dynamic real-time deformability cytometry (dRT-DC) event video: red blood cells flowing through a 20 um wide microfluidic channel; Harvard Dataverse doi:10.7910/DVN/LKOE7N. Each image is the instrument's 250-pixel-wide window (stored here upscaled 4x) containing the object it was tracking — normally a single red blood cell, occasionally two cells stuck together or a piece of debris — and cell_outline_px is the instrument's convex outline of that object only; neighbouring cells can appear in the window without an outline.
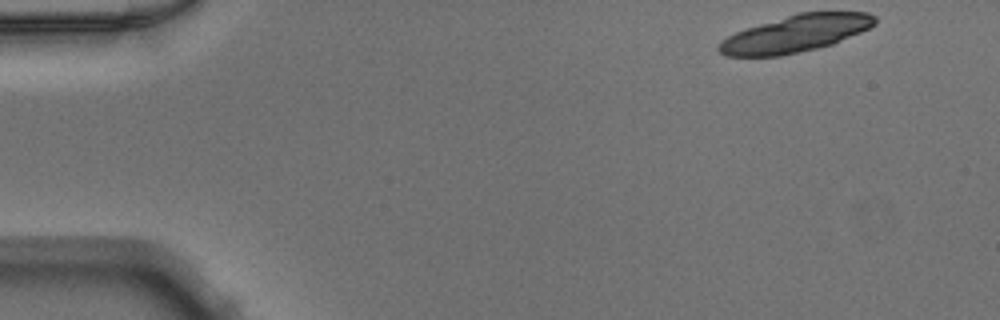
{"species": "Egyptian fruit bat (a non-hibernating species)", "species_latin": "Rousettus aegyptiacus", "temperature_condition": "warm", "stored_images_in_passage": 15, "camera_frame_rate_fps": 3000, "um_per_image_px": 0.085, "animal": {"sex": "male"}, "frame": {"image": 1, "passage_image": 1, "time_ms": 0.0, "image_size_px": [1000, 320], "cell_outline_px": [[876, 24], [860, 32], [832, 44], [816, 48], [780, 56], [724, 56], [716, 48], [716, 44], [720, 40], [744, 28], [800, 12], [868, 12], [876, 16]], "centroid_in_image_um": [67.58, 2.86], "position_along_channel_um": 17.4, "area_um2": 33.52}}
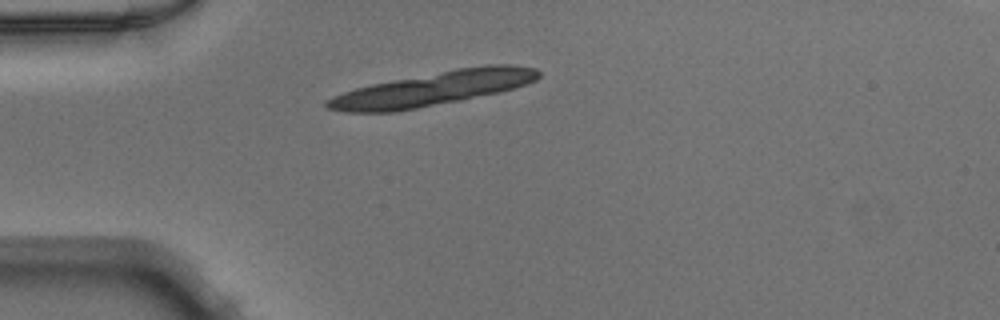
{"frame": {"image": 2, "passage_image": 10, "time_ms": 3.0, "image_size_px": [1000, 320], "cell_outline_px": [[540, 76], [536, 80], [500, 92], [460, 100], [396, 112], [344, 112], [328, 108], [324, 104], [324, 100], [332, 96], [356, 88], [372, 84], [392, 80], [456, 68], [484, 64], [512, 64], [536, 68], [540, 72]], "centroid_in_image_um": [36.8, 7.53], "position_along_channel_um": 48.2, "area_um2": 41.85}}